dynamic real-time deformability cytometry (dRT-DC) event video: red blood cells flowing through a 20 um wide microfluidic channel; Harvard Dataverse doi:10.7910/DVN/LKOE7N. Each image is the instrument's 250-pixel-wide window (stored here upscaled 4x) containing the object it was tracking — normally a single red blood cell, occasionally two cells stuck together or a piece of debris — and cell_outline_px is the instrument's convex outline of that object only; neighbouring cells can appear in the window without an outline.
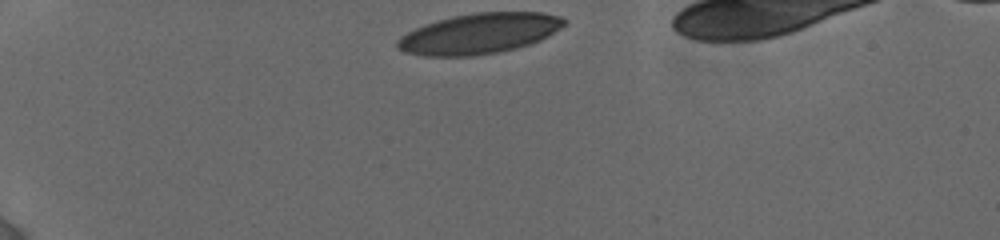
{"species": "human", "species_latin": "Homo sapiens", "temperature_condition": "cold", "stored_images_in_passage": 32, "camera_frame_rate_fps": 3000, "um_per_image_px": 0.085, "donor": {"sex": "female"}, "frame": {"image": 1, "passage_image": 1, "time_ms": 0.0, "image_size_px": [1000, 240], "cell_outline_px": [[568, 20], [560, 28], [548, 36], [540, 40], [516, 48], [496, 52], [472, 56], [424, 56], [404, 52], [396, 48], [396, 40], [400, 36], [424, 24], [452, 16], [476, 12], [540, 12], [560, 16]], "centroid_in_image_um": [40.71, 2.85], "position_along_channel_um": 44.3, "area_um2": 39.3}}
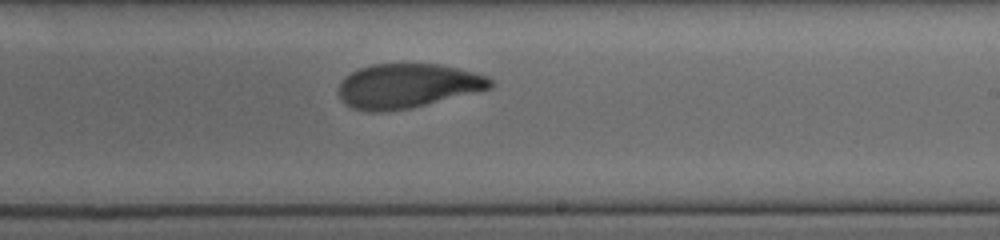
{"frame": {"image": 2, "passage_image": 17, "time_ms": 7.0, "image_size_px": [1000, 240], "cell_outline_px": [[492, 88], [412, 108], [380, 112], [368, 112], [352, 108], [340, 96], [340, 84], [344, 76], [360, 68], [372, 64], [440, 64], [488, 76], [492, 80]], "centroid_in_image_um": [34.64, 7.3], "position_along_channel_um": 254.4, "area_um2": 39.02}}
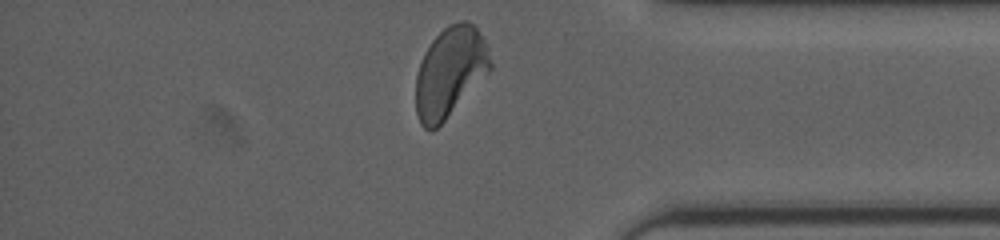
{"frame": {"image": 3, "passage_image": 31, "time_ms": 11.0, "image_size_px": [1000, 240], "cell_outline_px": [[492, 68], [444, 120], [432, 132], [424, 128], [420, 124], [416, 112], [416, 76], [424, 52], [432, 40], [448, 24], [460, 20], [468, 20], [476, 28], [484, 40], [492, 64]], "centroid_in_image_um": [38.22, 6.11], "position_along_channel_um": 397.0, "area_um2": 38.61}, "authors_computed_cell_mechanics": {"area_um2": 39.3618, "velocity_mm_per_s": 3.8205, "shape_relaxation_time_tau1_ms": 6.3771, "shape_relaxation_time_tau2_ms": 1.5344, "deformation_change_tau1": 0.194, "deformation_change_tau2": 0.0743}}